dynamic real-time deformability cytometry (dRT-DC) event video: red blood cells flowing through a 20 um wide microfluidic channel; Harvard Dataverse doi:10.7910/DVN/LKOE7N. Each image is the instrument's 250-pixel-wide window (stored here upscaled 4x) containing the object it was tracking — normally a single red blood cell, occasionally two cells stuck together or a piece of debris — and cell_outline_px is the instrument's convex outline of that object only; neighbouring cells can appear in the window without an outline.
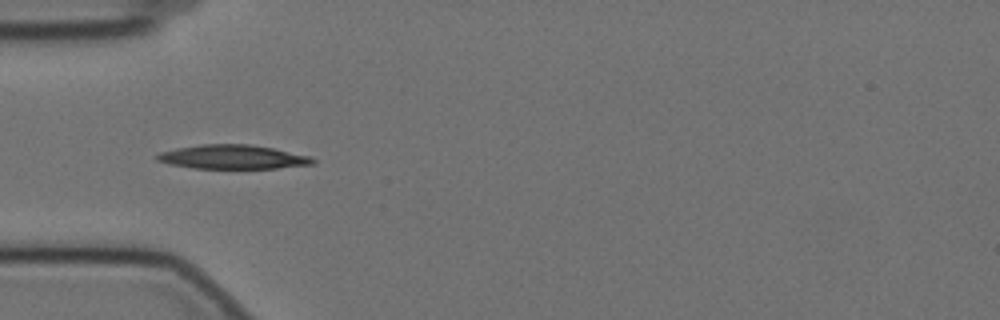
{"species": "Egyptian fruit bat (a non-hibernating species)", "species_latin": "Rousettus aegyptiacus", "temperature_condition": "cold", "stored_images_in_passage": 41, "camera_frame_rate_fps": 3000, "um_per_image_px": 0.085, "animal": {"sex": "female"}, "frame": {"image": 1, "passage_image": 1, "time_ms": 0.0, "image_size_px": [1000, 320], "cell_outline_px": [[316, 164], [276, 168], [192, 168], [168, 164], [156, 160], [156, 156], [160, 152], [176, 148], [200, 144], [248, 144], [272, 148], [312, 156], [316, 160]], "centroid_in_image_um": [19.79, 13.34], "position_along_channel_um": 65.2, "area_um2": 21.91}}
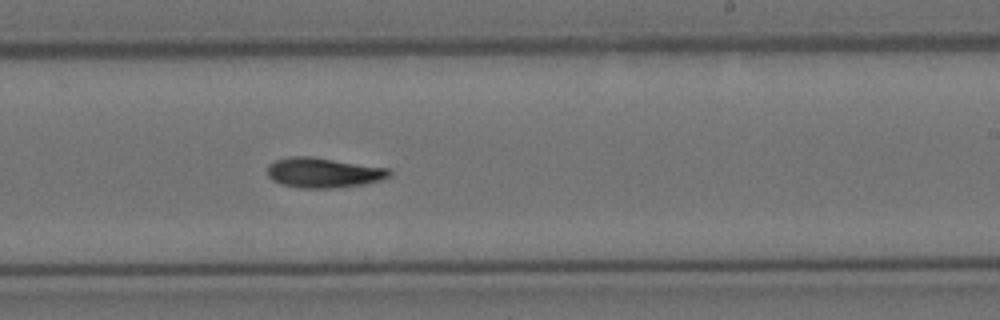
{"frame": {"image": 2, "passage_image": 18, "time_ms": 5.667, "image_size_px": [1000, 320], "cell_outline_px": [[392, 176], [380, 180], [364, 184], [332, 188], [300, 188], [280, 184], [272, 180], [268, 176], [268, 164], [276, 160], [288, 156], [312, 156], [392, 168]], "centroid_in_image_um": [27.52, 14.67], "position_along_channel_um": 261.5, "area_um2": 21.73}}
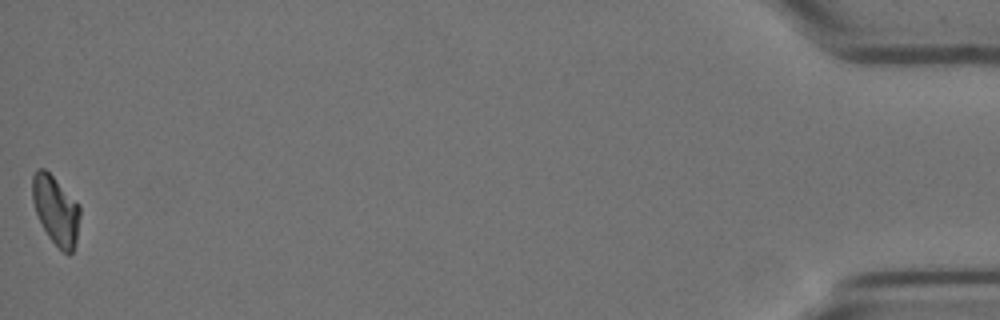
{"frame": {"image": 3, "passage_image": 41, "time_ms": 13.333, "image_size_px": [1000, 320], "cell_outline_px": [[80, 216], [76, 240], [72, 252], [68, 256], [48, 236], [36, 212], [32, 200], [32, 176], [40, 168], [44, 168], [80, 204]], "centroid_in_image_um": [4.76, 17.86], "position_along_channel_um": 430.4, "area_um2": 18.79}, "authors_computed_cell_mechanics": {"area_um2": 20.5768, "velocity_mm_per_s": 3.4663, "shape_relaxation_time_tau1_ms": 10.4347, "shape_relaxation_time_tau2_ms": 8.6855, "deformation_change_tau1": 0.2361, "deformation_change_tau2": 0.1432}}